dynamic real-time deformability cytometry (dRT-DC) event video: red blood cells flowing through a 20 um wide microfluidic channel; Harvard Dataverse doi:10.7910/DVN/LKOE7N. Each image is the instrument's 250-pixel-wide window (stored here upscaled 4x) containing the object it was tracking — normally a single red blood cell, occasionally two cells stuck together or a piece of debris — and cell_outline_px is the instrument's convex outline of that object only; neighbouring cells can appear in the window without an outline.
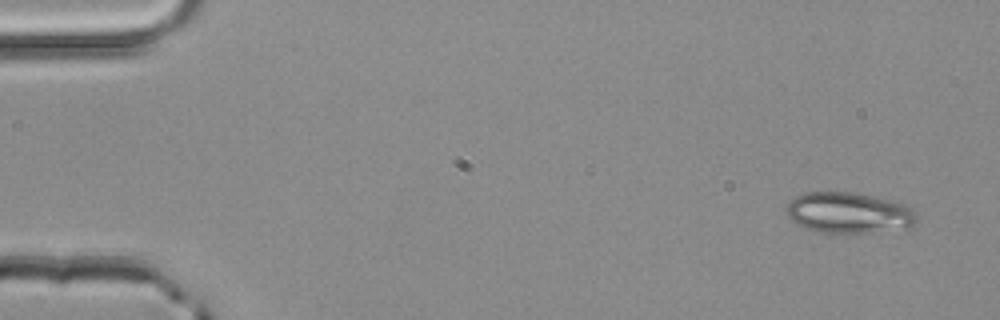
{"species": "common noctule bat (a hibernating species)", "species_latin": "Nyctalus noctula", "temperature_condition": "room temperature", "stored_images_in_passage": 3, "camera_frame_rate_fps": 3000, "um_per_image_px": 0.085, "animal": {"sex": "male", "body_mass_g": 20.4}, "frame": {"image": 1, "passage_image": 1, "time_ms": 0.0, "image_size_px": [1000, 320], "cell_outline_px": [[916, 220], [912, 228], [872, 232], [820, 232], [808, 228], [792, 220], [788, 216], [788, 204], [796, 196], [804, 192], [856, 192], [892, 200], [908, 204], [916, 212]], "centroid_in_image_um": [72.24, 18.07], "position_along_channel_um": 12.8, "area_um2": 30.98}}